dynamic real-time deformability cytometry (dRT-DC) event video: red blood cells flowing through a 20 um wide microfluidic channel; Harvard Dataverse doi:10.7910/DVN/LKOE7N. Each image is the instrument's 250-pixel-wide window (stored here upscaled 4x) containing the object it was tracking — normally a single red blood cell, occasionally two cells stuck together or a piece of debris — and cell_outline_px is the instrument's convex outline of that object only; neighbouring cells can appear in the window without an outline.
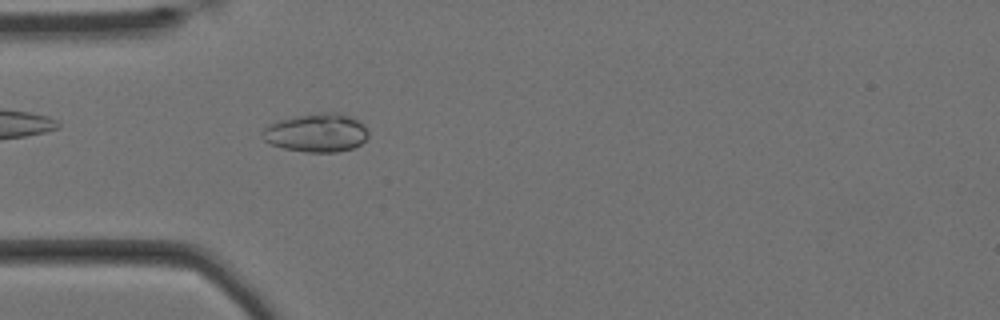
{"species": "Egyptian fruit bat (a non-hibernating species)", "species_latin": "Rousettus aegyptiacus", "temperature_condition": "cold", "stored_images_in_passage": 59, "camera_frame_rate_fps": 3000, "um_per_image_px": 0.085, "animal": {"sex": "female"}, "frame": {"image": 1, "passage_image": 17, "time_ms": 5.333, "image_size_px": [1000, 320], "cell_outline_px": [[368, 136], [360, 144], [352, 148], [336, 152], [304, 152], [284, 148], [272, 144], [264, 140], [260, 136], [264, 128], [268, 124], [280, 120], [296, 116], [320, 112], [340, 112], [364, 124], [368, 132]], "centroid_in_image_um": [26.89, 11.28], "position_along_channel_um": 58.1, "area_um2": 23.76}}
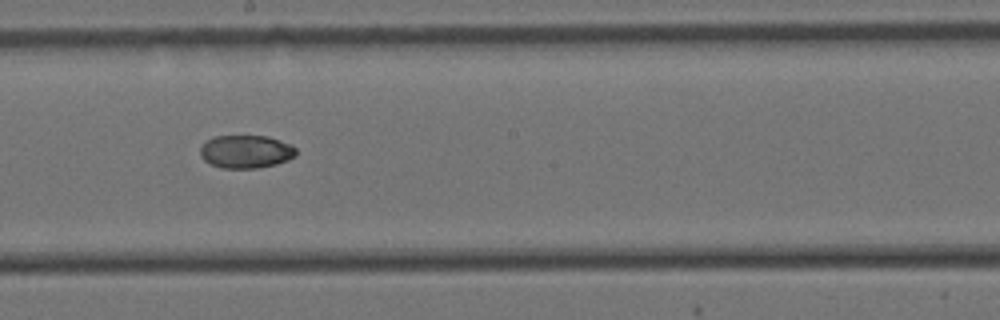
{"frame": {"image": 2, "passage_image": 32, "time_ms": 10.333, "image_size_px": [1000, 320], "cell_outline_px": [[296, 156], [288, 160], [276, 164], [256, 168], [220, 168], [204, 160], [200, 156], [200, 148], [212, 136], [268, 136], [292, 144], [296, 148]], "centroid_in_image_um": [20.92, 12.88], "position_along_channel_um": 227.3, "area_um2": 18.55}}
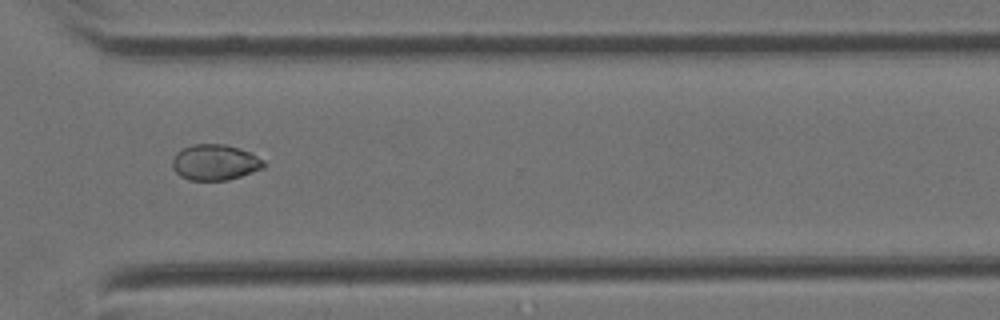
{"frame": {"image": 3, "passage_image": 43, "time_ms": 14.0, "image_size_px": [1000, 320], "cell_outline_px": [[268, 164], [264, 168], [228, 180], [188, 180], [180, 176], [172, 168], [172, 160], [176, 152], [180, 148], [192, 144], [224, 144], [240, 148], [252, 152], [264, 160]], "centroid_in_image_um": [18.28, 13.79], "position_along_channel_um": 352.3, "area_um2": 19.42}}